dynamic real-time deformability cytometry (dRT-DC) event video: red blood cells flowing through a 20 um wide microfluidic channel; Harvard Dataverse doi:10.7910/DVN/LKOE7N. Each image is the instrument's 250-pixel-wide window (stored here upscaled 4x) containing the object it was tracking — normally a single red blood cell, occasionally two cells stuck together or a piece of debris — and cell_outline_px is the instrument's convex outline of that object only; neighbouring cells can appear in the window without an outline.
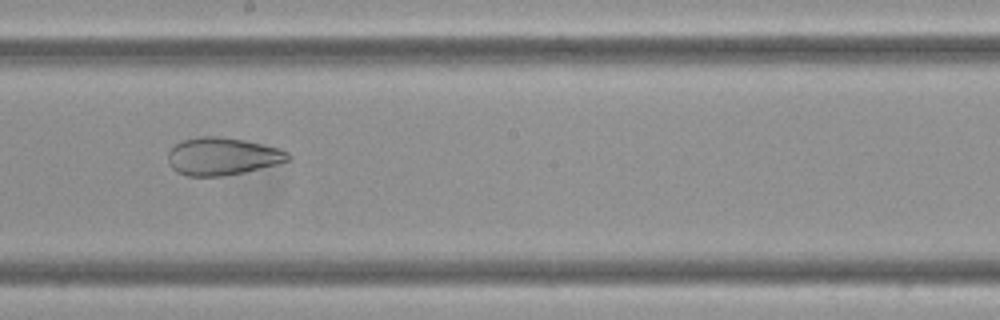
{"species": "Egyptian fruit bat (a non-hibernating species)", "species_latin": "Rousettus aegyptiacus", "temperature_condition": "cold", "stored_images_in_passage": 10, "camera_frame_rate_fps": 3000, "um_per_image_px": 0.085, "frame": {"image": 1, "passage_image": 6, "time_ms": 1.667, "image_size_px": [1000, 320], "cell_outline_px": [[292, 156], [288, 160], [276, 164], [244, 172], [220, 176], [188, 176], [176, 172], [168, 164], [168, 152], [176, 144], [184, 140], [200, 136], [224, 136], [244, 140], [280, 148], [288, 152]], "centroid_in_image_um": [18.89, 13.28], "position_along_channel_um": 229.3, "area_um2": 26.3}}